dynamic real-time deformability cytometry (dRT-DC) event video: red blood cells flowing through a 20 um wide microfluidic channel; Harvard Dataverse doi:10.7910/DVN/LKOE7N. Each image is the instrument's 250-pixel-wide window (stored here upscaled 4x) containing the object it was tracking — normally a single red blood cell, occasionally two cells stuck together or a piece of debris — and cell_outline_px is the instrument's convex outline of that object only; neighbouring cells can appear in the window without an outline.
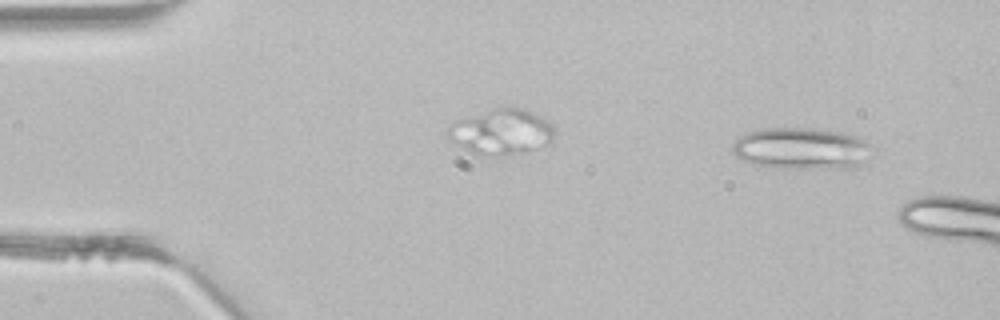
{"species": "common noctule bat (a hibernating species)", "species_latin": "Nyctalus noctula", "temperature_condition": "room temperature", "stored_images_in_passage": 2, "camera_frame_rate_fps": 3000, "um_per_image_px": 0.085, "animal": {"sex": "male", "body_mass_g": 21.5, "forearm_length_mm": 52.0}, "frame": {"image": 1, "passage_image": 1, "time_ms": 0.0, "image_size_px": [1000, 320], "cell_outline_px": [[872, 144], [856, 168], [776, 168], [756, 164], [744, 160], [736, 156], [732, 152], [732, 144], [740, 136], [748, 132], [764, 128], [820, 128], [844, 132], [856, 136]], "centroid_in_image_um": [68.08, 12.6], "position_along_channel_um": 16.9, "area_um2": 33.76}}